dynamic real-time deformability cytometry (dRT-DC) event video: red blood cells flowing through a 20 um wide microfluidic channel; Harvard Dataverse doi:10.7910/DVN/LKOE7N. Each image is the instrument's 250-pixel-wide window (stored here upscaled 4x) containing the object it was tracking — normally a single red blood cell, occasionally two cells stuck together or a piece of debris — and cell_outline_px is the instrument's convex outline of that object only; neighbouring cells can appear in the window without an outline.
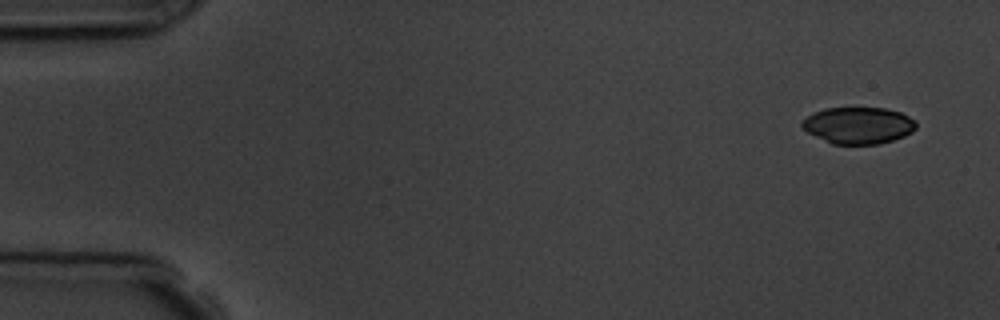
{"species": "common noctule bat (a hibernating species)", "species_latin": "Nyctalus noctula", "temperature_condition": "room temperature", "stored_images_in_passage": 6, "camera_frame_rate_fps": 3000, "um_per_image_px": 0.085, "animal": {"sex": "male", "body_mass_g": 19.5, "forearm_length_mm": 54.6}, "frame": {"image": 1, "passage_image": 1, "time_ms": 0.0, "image_size_px": [1000, 320], "cell_outline_px": [[916, 128], [912, 132], [904, 136], [880, 144], [832, 144], [808, 132], [800, 124], [808, 116], [824, 108], [884, 108], [900, 112], [916, 120]], "centroid_in_image_um": [72.99, 10.66], "position_along_channel_um": 12.0, "area_um2": 24.22}}